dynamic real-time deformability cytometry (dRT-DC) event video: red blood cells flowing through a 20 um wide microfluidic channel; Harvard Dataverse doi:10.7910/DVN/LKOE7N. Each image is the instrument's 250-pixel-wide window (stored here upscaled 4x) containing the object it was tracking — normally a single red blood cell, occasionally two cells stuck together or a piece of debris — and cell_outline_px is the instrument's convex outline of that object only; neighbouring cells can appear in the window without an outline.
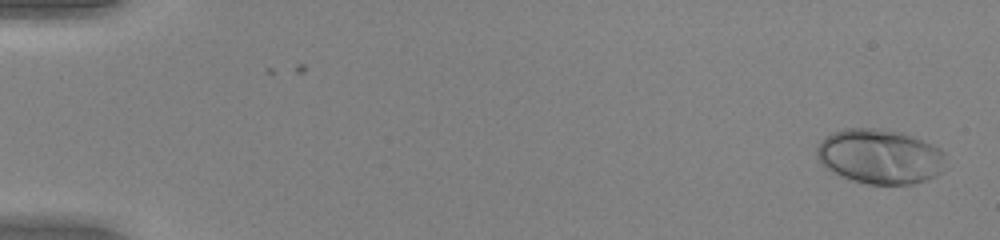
{"species": "human", "species_latin": "Homo sapiens", "temperature_condition": "warm", "stored_images_in_passage": 52, "camera_frame_rate_fps": 3000, "um_per_image_px": 0.085, "donor": {"sex": "female"}, "frame": {"image": 1, "passage_image": 2, "time_ms": 0.333, "image_size_px": [1000, 240], "cell_outline_px": [[944, 152], [940, 172], [936, 176], [912, 184], [868, 184], [852, 180], [840, 176], [824, 168], [820, 164], [816, 156], [816, 148], [824, 136], [832, 132], [844, 128], [876, 128], [900, 132], [940, 148]], "centroid_in_image_um": [74.7, 13.3], "position_along_channel_um": 10.3, "area_um2": 41.04}}
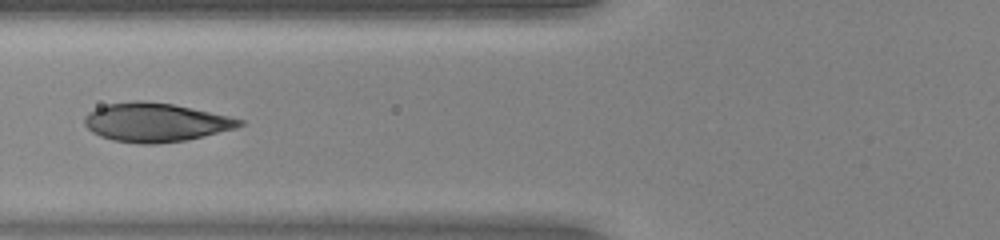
{"frame": {"image": 2, "passage_image": 22, "time_ms": 7.0, "image_size_px": [1000, 240], "cell_outline_px": [[244, 124], [236, 128], [204, 136], [184, 140], [156, 144], [140, 144], [112, 140], [100, 136], [92, 132], [84, 124], [84, 116], [88, 112], [96, 108], [108, 104], [136, 100], [144, 100], [172, 104], [192, 108], [228, 116], [244, 120]], "centroid_in_image_um": [13.2, 10.4], "position_along_channel_um": 112.6, "area_um2": 34.97}}
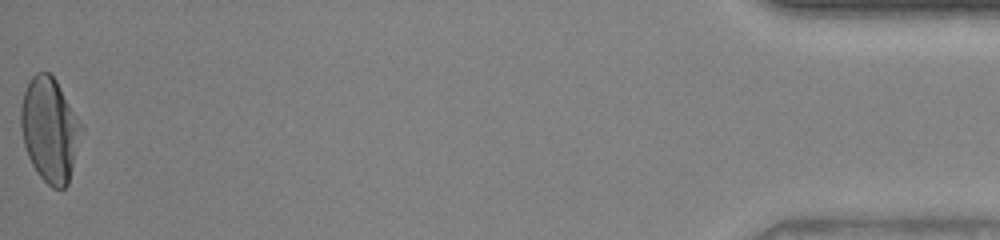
{"frame": {"image": 3, "passage_image": 52, "time_ms": 17.0, "image_size_px": [1000, 240], "cell_outline_px": [[84, 132], [68, 184], [64, 188], [52, 188], [40, 176], [32, 164], [28, 156], [24, 144], [20, 124], [20, 108], [24, 92], [28, 80], [36, 72], [48, 72], [56, 80], [84, 128]], "centroid_in_image_um": [4.24, 11.03], "position_along_channel_um": 431.0, "area_um2": 36.93}, "authors_computed_cell_mechanics": {"area_um2": 35.7782, "velocity_mm_per_s": 4.0644, "shape_relaxation_time_tau1_ms": 3.6886, "shape_relaxation_time_tau2_ms": null, "deformation_change_tau1": 0.2376, "deformation_change_tau2": null}}